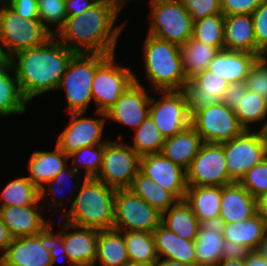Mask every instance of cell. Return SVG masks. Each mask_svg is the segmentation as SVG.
Returning a JSON list of instances; mask_svg holds the SVG:
<instances>
[{
  "label": "cell",
  "instance_id": "29",
  "mask_svg": "<svg viewBox=\"0 0 267 266\" xmlns=\"http://www.w3.org/2000/svg\"><path fill=\"white\" fill-rule=\"evenodd\" d=\"M224 44L226 50L245 51L257 55L252 15L225 16Z\"/></svg>",
  "mask_w": 267,
  "mask_h": 266
},
{
  "label": "cell",
  "instance_id": "62",
  "mask_svg": "<svg viewBox=\"0 0 267 266\" xmlns=\"http://www.w3.org/2000/svg\"><path fill=\"white\" fill-rule=\"evenodd\" d=\"M122 1L124 2L125 6H127L128 3L131 2L132 0H122ZM134 1H135V0H133V2H134Z\"/></svg>",
  "mask_w": 267,
  "mask_h": 266
},
{
  "label": "cell",
  "instance_id": "40",
  "mask_svg": "<svg viewBox=\"0 0 267 266\" xmlns=\"http://www.w3.org/2000/svg\"><path fill=\"white\" fill-rule=\"evenodd\" d=\"M132 135V144H128L141 157L148 154L160 153L165 138L162 136L152 118L148 115Z\"/></svg>",
  "mask_w": 267,
  "mask_h": 266
},
{
  "label": "cell",
  "instance_id": "14",
  "mask_svg": "<svg viewBox=\"0 0 267 266\" xmlns=\"http://www.w3.org/2000/svg\"><path fill=\"white\" fill-rule=\"evenodd\" d=\"M149 116L165 139L187 128L191 116L183 90L152 91Z\"/></svg>",
  "mask_w": 267,
  "mask_h": 266
},
{
  "label": "cell",
  "instance_id": "7",
  "mask_svg": "<svg viewBox=\"0 0 267 266\" xmlns=\"http://www.w3.org/2000/svg\"><path fill=\"white\" fill-rule=\"evenodd\" d=\"M148 4L146 34L178 46L192 37L193 19L180 0H145Z\"/></svg>",
  "mask_w": 267,
  "mask_h": 266
},
{
  "label": "cell",
  "instance_id": "61",
  "mask_svg": "<svg viewBox=\"0 0 267 266\" xmlns=\"http://www.w3.org/2000/svg\"><path fill=\"white\" fill-rule=\"evenodd\" d=\"M124 266H150V265H146V264H142V263H135V262H127Z\"/></svg>",
  "mask_w": 267,
  "mask_h": 266
},
{
  "label": "cell",
  "instance_id": "60",
  "mask_svg": "<svg viewBox=\"0 0 267 266\" xmlns=\"http://www.w3.org/2000/svg\"><path fill=\"white\" fill-rule=\"evenodd\" d=\"M8 60L4 56V54L0 51V68L7 62Z\"/></svg>",
  "mask_w": 267,
  "mask_h": 266
},
{
  "label": "cell",
  "instance_id": "13",
  "mask_svg": "<svg viewBox=\"0 0 267 266\" xmlns=\"http://www.w3.org/2000/svg\"><path fill=\"white\" fill-rule=\"evenodd\" d=\"M190 125L201 136L203 143L222 144L244 131L234 110L221 102L194 112L190 117Z\"/></svg>",
  "mask_w": 267,
  "mask_h": 266
},
{
  "label": "cell",
  "instance_id": "27",
  "mask_svg": "<svg viewBox=\"0 0 267 266\" xmlns=\"http://www.w3.org/2000/svg\"><path fill=\"white\" fill-rule=\"evenodd\" d=\"M153 236L158 258L196 266L195 241L179 237L162 224L153 231Z\"/></svg>",
  "mask_w": 267,
  "mask_h": 266
},
{
  "label": "cell",
  "instance_id": "37",
  "mask_svg": "<svg viewBox=\"0 0 267 266\" xmlns=\"http://www.w3.org/2000/svg\"><path fill=\"white\" fill-rule=\"evenodd\" d=\"M128 189L160 213L167 211L178 201L169 191L155 184L153 180L141 171L135 176Z\"/></svg>",
  "mask_w": 267,
  "mask_h": 266
},
{
  "label": "cell",
  "instance_id": "44",
  "mask_svg": "<svg viewBox=\"0 0 267 266\" xmlns=\"http://www.w3.org/2000/svg\"><path fill=\"white\" fill-rule=\"evenodd\" d=\"M55 217L52 219L51 223L48 224L41 232H40V241L42 246L50 252L51 255V265L54 266L55 263H59L60 259L67 260L69 266H73L69 258L66 254L64 245H63V220L60 219L57 223V226L60 227L59 230H54L55 226H53L56 222H54ZM54 223V224H53ZM54 230V231H53Z\"/></svg>",
  "mask_w": 267,
  "mask_h": 266
},
{
  "label": "cell",
  "instance_id": "25",
  "mask_svg": "<svg viewBox=\"0 0 267 266\" xmlns=\"http://www.w3.org/2000/svg\"><path fill=\"white\" fill-rule=\"evenodd\" d=\"M26 165V177L40 189L69 165V155L55 144L53 150H34Z\"/></svg>",
  "mask_w": 267,
  "mask_h": 266
},
{
  "label": "cell",
  "instance_id": "55",
  "mask_svg": "<svg viewBox=\"0 0 267 266\" xmlns=\"http://www.w3.org/2000/svg\"><path fill=\"white\" fill-rule=\"evenodd\" d=\"M246 266H267V260L261 257L256 251H251L245 257Z\"/></svg>",
  "mask_w": 267,
  "mask_h": 266
},
{
  "label": "cell",
  "instance_id": "56",
  "mask_svg": "<svg viewBox=\"0 0 267 266\" xmlns=\"http://www.w3.org/2000/svg\"><path fill=\"white\" fill-rule=\"evenodd\" d=\"M257 213L267 223V193L262 194L256 198Z\"/></svg>",
  "mask_w": 267,
  "mask_h": 266
},
{
  "label": "cell",
  "instance_id": "59",
  "mask_svg": "<svg viewBox=\"0 0 267 266\" xmlns=\"http://www.w3.org/2000/svg\"><path fill=\"white\" fill-rule=\"evenodd\" d=\"M256 252L263 258L267 260V231L262 239V241L259 243L258 248L256 249Z\"/></svg>",
  "mask_w": 267,
  "mask_h": 266
},
{
  "label": "cell",
  "instance_id": "18",
  "mask_svg": "<svg viewBox=\"0 0 267 266\" xmlns=\"http://www.w3.org/2000/svg\"><path fill=\"white\" fill-rule=\"evenodd\" d=\"M229 83L208 69L188 78L183 88L187 99V111L191 116L199 109L220 102Z\"/></svg>",
  "mask_w": 267,
  "mask_h": 266
},
{
  "label": "cell",
  "instance_id": "52",
  "mask_svg": "<svg viewBox=\"0 0 267 266\" xmlns=\"http://www.w3.org/2000/svg\"><path fill=\"white\" fill-rule=\"evenodd\" d=\"M249 252L244 246L225 240L221 259H245Z\"/></svg>",
  "mask_w": 267,
  "mask_h": 266
},
{
  "label": "cell",
  "instance_id": "57",
  "mask_svg": "<svg viewBox=\"0 0 267 266\" xmlns=\"http://www.w3.org/2000/svg\"><path fill=\"white\" fill-rule=\"evenodd\" d=\"M216 266H246L245 259H221Z\"/></svg>",
  "mask_w": 267,
  "mask_h": 266
},
{
  "label": "cell",
  "instance_id": "17",
  "mask_svg": "<svg viewBox=\"0 0 267 266\" xmlns=\"http://www.w3.org/2000/svg\"><path fill=\"white\" fill-rule=\"evenodd\" d=\"M140 171L169 191L178 201L187 190L186 170L166 158L161 152L141 156Z\"/></svg>",
  "mask_w": 267,
  "mask_h": 266
},
{
  "label": "cell",
  "instance_id": "3",
  "mask_svg": "<svg viewBox=\"0 0 267 266\" xmlns=\"http://www.w3.org/2000/svg\"><path fill=\"white\" fill-rule=\"evenodd\" d=\"M115 194L116 189L95 178H86L61 219L79 227L113 229Z\"/></svg>",
  "mask_w": 267,
  "mask_h": 266
},
{
  "label": "cell",
  "instance_id": "41",
  "mask_svg": "<svg viewBox=\"0 0 267 266\" xmlns=\"http://www.w3.org/2000/svg\"><path fill=\"white\" fill-rule=\"evenodd\" d=\"M224 24L225 16L222 13L198 19L193 23L192 38L223 50Z\"/></svg>",
  "mask_w": 267,
  "mask_h": 266
},
{
  "label": "cell",
  "instance_id": "26",
  "mask_svg": "<svg viewBox=\"0 0 267 266\" xmlns=\"http://www.w3.org/2000/svg\"><path fill=\"white\" fill-rule=\"evenodd\" d=\"M258 58L250 52L223 49L215 55L208 70L228 83L242 82Z\"/></svg>",
  "mask_w": 267,
  "mask_h": 266
},
{
  "label": "cell",
  "instance_id": "63",
  "mask_svg": "<svg viewBox=\"0 0 267 266\" xmlns=\"http://www.w3.org/2000/svg\"><path fill=\"white\" fill-rule=\"evenodd\" d=\"M6 2L4 0H0V7L5 4Z\"/></svg>",
  "mask_w": 267,
  "mask_h": 266
},
{
  "label": "cell",
  "instance_id": "23",
  "mask_svg": "<svg viewBox=\"0 0 267 266\" xmlns=\"http://www.w3.org/2000/svg\"><path fill=\"white\" fill-rule=\"evenodd\" d=\"M225 222L220 216L202 221L195 239L196 266H216L221 260Z\"/></svg>",
  "mask_w": 267,
  "mask_h": 266
},
{
  "label": "cell",
  "instance_id": "24",
  "mask_svg": "<svg viewBox=\"0 0 267 266\" xmlns=\"http://www.w3.org/2000/svg\"><path fill=\"white\" fill-rule=\"evenodd\" d=\"M256 213V198L239 182L222 186L219 216L225 223L242 222Z\"/></svg>",
  "mask_w": 267,
  "mask_h": 266
},
{
  "label": "cell",
  "instance_id": "39",
  "mask_svg": "<svg viewBox=\"0 0 267 266\" xmlns=\"http://www.w3.org/2000/svg\"><path fill=\"white\" fill-rule=\"evenodd\" d=\"M129 261L151 265L158 259L153 233L122 231Z\"/></svg>",
  "mask_w": 267,
  "mask_h": 266
},
{
  "label": "cell",
  "instance_id": "16",
  "mask_svg": "<svg viewBox=\"0 0 267 266\" xmlns=\"http://www.w3.org/2000/svg\"><path fill=\"white\" fill-rule=\"evenodd\" d=\"M134 71V82L123 92L115 104L107 110L106 118L110 123L136 130L149 115L151 87L138 78ZM142 82V83H141ZM144 84V85H142ZM112 121V122H111Z\"/></svg>",
  "mask_w": 267,
  "mask_h": 266
},
{
  "label": "cell",
  "instance_id": "4",
  "mask_svg": "<svg viewBox=\"0 0 267 266\" xmlns=\"http://www.w3.org/2000/svg\"><path fill=\"white\" fill-rule=\"evenodd\" d=\"M142 43L143 76L153 91L183 90L188 78L183 71L180 46L148 34Z\"/></svg>",
  "mask_w": 267,
  "mask_h": 266
},
{
  "label": "cell",
  "instance_id": "54",
  "mask_svg": "<svg viewBox=\"0 0 267 266\" xmlns=\"http://www.w3.org/2000/svg\"><path fill=\"white\" fill-rule=\"evenodd\" d=\"M13 239L14 238L12 237L8 227L3 223L0 217V256L6 251Z\"/></svg>",
  "mask_w": 267,
  "mask_h": 266
},
{
  "label": "cell",
  "instance_id": "5",
  "mask_svg": "<svg viewBox=\"0 0 267 266\" xmlns=\"http://www.w3.org/2000/svg\"><path fill=\"white\" fill-rule=\"evenodd\" d=\"M108 56L103 54H75L71 58L56 91L65 93L66 114L86 113L91 108L90 105H93V78L97 67Z\"/></svg>",
  "mask_w": 267,
  "mask_h": 266
},
{
  "label": "cell",
  "instance_id": "20",
  "mask_svg": "<svg viewBox=\"0 0 267 266\" xmlns=\"http://www.w3.org/2000/svg\"><path fill=\"white\" fill-rule=\"evenodd\" d=\"M47 213L40 200L30 206L0 207V217L13 238L37 235L52 221Z\"/></svg>",
  "mask_w": 267,
  "mask_h": 266
},
{
  "label": "cell",
  "instance_id": "10",
  "mask_svg": "<svg viewBox=\"0 0 267 266\" xmlns=\"http://www.w3.org/2000/svg\"><path fill=\"white\" fill-rule=\"evenodd\" d=\"M229 178L239 182L245 173L267 157V134L244 130L234 139L222 143Z\"/></svg>",
  "mask_w": 267,
  "mask_h": 266
},
{
  "label": "cell",
  "instance_id": "9",
  "mask_svg": "<svg viewBox=\"0 0 267 266\" xmlns=\"http://www.w3.org/2000/svg\"><path fill=\"white\" fill-rule=\"evenodd\" d=\"M115 55H109L96 69L92 82V100L96 108L93 111L109 110L134 82L133 68L116 60Z\"/></svg>",
  "mask_w": 267,
  "mask_h": 266
},
{
  "label": "cell",
  "instance_id": "35",
  "mask_svg": "<svg viewBox=\"0 0 267 266\" xmlns=\"http://www.w3.org/2000/svg\"><path fill=\"white\" fill-rule=\"evenodd\" d=\"M234 112L244 130H265L267 126V100L265 98L247 90Z\"/></svg>",
  "mask_w": 267,
  "mask_h": 266
},
{
  "label": "cell",
  "instance_id": "47",
  "mask_svg": "<svg viewBox=\"0 0 267 266\" xmlns=\"http://www.w3.org/2000/svg\"><path fill=\"white\" fill-rule=\"evenodd\" d=\"M257 56L267 55V0H264L252 13Z\"/></svg>",
  "mask_w": 267,
  "mask_h": 266
},
{
  "label": "cell",
  "instance_id": "34",
  "mask_svg": "<svg viewBox=\"0 0 267 266\" xmlns=\"http://www.w3.org/2000/svg\"><path fill=\"white\" fill-rule=\"evenodd\" d=\"M127 262L129 258L123 232L116 229L99 230L94 266H124Z\"/></svg>",
  "mask_w": 267,
  "mask_h": 266
},
{
  "label": "cell",
  "instance_id": "11",
  "mask_svg": "<svg viewBox=\"0 0 267 266\" xmlns=\"http://www.w3.org/2000/svg\"><path fill=\"white\" fill-rule=\"evenodd\" d=\"M87 114V112L67 114L69 122L55 141L66 155L83 147L104 144L112 138L103 137L106 134L105 126L108 125L106 123H109L105 112L92 111L93 117Z\"/></svg>",
  "mask_w": 267,
  "mask_h": 266
},
{
  "label": "cell",
  "instance_id": "49",
  "mask_svg": "<svg viewBox=\"0 0 267 266\" xmlns=\"http://www.w3.org/2000/svg\"><path fill=\"white\" fill-rule=\"evenodd\" d=\"M263 1L264 0H220L221 13L224 16L238 14L252 15Z\"/></svg>",
  "mask_w": 267,
  "mask_h": 266
},
{
  "label": "cell",
  "instance_id": "1",
  "mask_svg": "<svg viewBox=\"0 0 267 266\" xmlns=\"http://www.w3.org/2000/svg\"><path fill=\"white\" fill-rule=\"evenodd\" d=\"M125 7L122 0H100L80 15L67 16L54 36L75 54H116L127 26V21L117 22Z\"/></svg>",
  "mask_w": 267,
  "mask_h": 266
},
{
  "label": "cell",
  "instance_id": "12",
  "mask_svg": "<svg viewBox=\"0 0 267 266\" xmlns=\"http://www.w3.org/2000/svg\"><path fill=\"white\" fill-rule=\"evenodd\" d=\"M161 218L162 213L129 189H116L113 229L153 233Z\"/></svg>",
  "mask_w": 267,
  "mask_h": 266
},
{
  "label": "cell",
  "instance_id": "8",
  "mask_svg": "<svg viewBox=\"0 0 267 266\" xmlns=\"http://www.w3.org/2000/svg\"><path fill=\"white\" fill-rule=\"evenodd\" d=\"M123 134L104 143L101 169L95 179L114 189H128L140 171V156L124 141Z\"/></svg>",
  "mask_w": 267,
  "mask_h": 266
},
{
  "label": "cell",
  "instance_id": "31",
  "mask_svg": "<svg viewBox=\"0 0 267 266\" xmlns=\"http://www.w3.org/2000/svg\"><path fill=\"white\" fill-rule=\"evenodd\" d=\"M266 231V221L256 213L242 222L225 223L223 238L240 244L251 252L256 251Z\"/></svg>",
  "mask_w": 267,
  "mask_h": 266
},
{
  "label": "cell",
  "instance_id": "58",
  "mask_svg": "<svg viewBox=\"0 0 267 266\" xmlns=\"http://www.w3.org/2000/svg\"><path fill=\"white\" fill-rule=\"evenodd\" d=\"M150 266H188L178 261L158 258Z\"/></svg>",
  "mask_w": 267,
  "mask_h": 266
},
{
  "label": "cell",
  "instance_id": "46",
  "mask_svg": "<svg viewBox=\"0 0 267 266\" xmlns=\"http://www.w3.org/2000/svg\"><path fill=\"white\" fill-rule=\"evenodd\" d=\"M247 90L258 94L267 100V57L256 60L245 79Z\"/></svg>",
  "mask_w": 267,
  "mask_h": 266
},
{
  "label": "cell",
  "instance_id": "50",
  "mask_svg": "<svg viewBox=\"0 0 267 266\" xmlns=\"http://www.w3.org/2000/svg\"><path fill=\"white\" fill-rule=\"evenodd\" d=\"M247 91L244 81L229 83L225 93L222 95L220 102L228 106L230 109L235 110L239 105L241 97L245 95Z\"/></svg>",
  "mask_w": 267,
  "mask_h": 266
},
{
  "label": "cell",
  "instance_id": "30",
  "mask_svg": "<svg viewBox=\"0 0 267 266\" xmlns=\"http://www.w3.org/2000/svg\"><path fill=\"white\" fill-rule=\"evenodd\" d=\"M30 103L23 96L9 61L0 68V117L23 115Z\"/></svg>",
  "mask_w": 267,
  "mask_h": 266
},
{
  "label": "cell",
  "instance_id": "6",
  "mask_svg": "<svg viewBox=\"0 0 267 266\" xmlns=\"http://www.w3.org/2000/svg\"><path fill=\"white\" fill-rule=\"evenodd\" d=\"M53 36L39 19H24L6 3L0 7V51L7 60L22 50L43 45Z\"/></svg>",
  "mask_w": 267,
  "mask_h": 266
},
{
  "label": "cell",
  "instance_id": "28",
  "mask_svg": "<svg viewBox=\"0 0 267 266\" xmlns=\"http://www.w3.org/2000/svg\"><path fill=\"white\" fill-rule=\"evenodd\" d=\"M202 144L201 136L189 125L178 134L166 138L161 153L173 163L187 170Z\"/></svg>",
  "mask_w": 267,
  "mask_h": 266
},
{
  "label": "cell",
  "instance_id": "42",
  "mask_svg": "<svg viewBox=\"0 0 267 266\" xmlns=\"http://www.w3.org/2000/svg\"><path fill=\"white\" fill-rule=\"evenodd\" d=\"M103 153L104 144L80 148L69 155V165L78 173L81 171V176L85 178H96L102 166Z\"/></svg>",
  "mask_w": 267,
  "mask_h": 266
},
{
  "label": "cell",
  "instance_id": "21",
  "mask_svg": "<svg viewBox=\"0 0 267 266\" xmlns=\"http://www.w3.org/2000/svg\"><path fill=\"white\" fill-rule=\"evenodd\" d=\"M99 230L79 227L63 220V245L73 266H94Z\"/></svg>",
  "mask_w": 267,
  "mask_h": 266
},
{
  "label": "cell",
  "instance_id": "45",
  "mask_svg": "<svg viewBox=\"0 0 267 266\" xmlns=\"http://www.w3.org/2000/svg\"><path fill=\"white\" fill-rule=\"evenodd\" d=\"M239 183L255 198L267 193V157L250 168Z\"/></svg>",
  "mask_w": 267,
  "mask_h": 266
},
{
  "label": "cell",
  "instance_id": "48",
  "mask_svg": "<svg viewBox=\"0 0 267 266\" xmlns=\"http://www.w3.org/2000/svg\"><path fill=\"white\" fill-rule=\"evenodd\" d=\"M193 21L221 14L220 0H180Z\"/></svg>",
  "mask_w": 267,
  "mask_h": 266
},
{
  "label": "cell",
  "instance_id": "32",
  "mask_svg": "<svg viewBox=\"0 0 267 266\" xmlns=\"http://www.w3.org/2000/svg\"><path fill=\"white\" fill-rule=\"evenodd\" d=\"M221 196L222 186H187L184 200L201 223L219 216Z\"/></svg>",
  "mask_w": 267,
  "mask_h": 266
},
{
  "label": "cell",
  "instance_id": "2",
  "mask_svg": "<svg viewBox=\"0 0 267 266\" xmlns=\"http://www.w3.org/2000/svg\"><path fill=\"white\" fill-rule=\"evenodd\" d=\"M74 55L53 36L41 46L16 53L8 61L14 69L23 96L31 104L43 94L56 92Z\"/></svg>",
  "mask_w": 267,
  "mask_h": 266
},
{
  "label": "cell",
  "instance_id": "33",
  "mask_svg": "<svg viewBox=\"0 0 267 266\" xmlns=\"http://www.w3.org/2000/svg\"><path fill=\"white\" fill-rule=\"evenodd\" d=\"M161 224L179 237L195 241L200 222L185 200H179L162 213Z\"/></svg>",
  "mask_w": 267,
  "mask_h": 266
},
{
  "label": "cell",
  "instance_id": "22",
  "mask_svg": "<svg viewBox=\"0 0 267 266\" xmlns=\"http://www.w3.org/2000/svg\"><path fill=\"white\" fill-rule=\"evenodd\" d=\"M0 266H52L50 252L41 244L40 232L35 236L14 238L0 256Z\"/></svg>",
  "mask_w": 267,
  "mask_h": 266
},
{
  "label": "cell",
  "instance_id": "15",
  "mask_svg": "<svg viewBox=\"0 0 267 266\" xmlns=\"http://www.w3.org/2000/svg\"><path fill=\"white\" fill-rule=\"evenodd\" d=\"M187 186H225L229 178L222 144L203 143L186 170Z\"/></svg>",
  "mask_w": 267,
  "mask_h": 266
},
{
  "label": "cell",
  "instance_id": "36",
  "mask_svg": "<svg viewBox=\"0 0 267 266\" xmlns=\"http://www.w3.org/2000/svg\"><path fill=\"white\" fill-rule=\"evenodd\" d=\"M217 47L193 39L180 46L183 71L187 78L208 69L209 64L218 53Z\"/></svg>",
  "mask_w": 267,
  "mask_h": 266
},
{
  "label": "cell",
  "instance_id": "43",
  "mask_svg": "<svg viewBox=\"0 0 267 266\" xmlns=\"http://www.w3.org/2000/svg\"><path fill=\"white\" fill-rule=\"evenodd\" d=\"M37 1L39 20L51 32L52 35H56L64 26L67 19L65 0Z\"/></svg>",
  "mask_w": 267,
  "mask_h": 266
},
{
  "label": "cell",
  "instance_id": "53",
  "mask_svg": "<svg viewBox=\"0 0 267 266\" xmlns=\"http://www.w3.org/2000/svg\"><path fill=\"white\" fill-rule=\"evenodd\" d=\"M98 0H65L67 16L80 15L95 5Z\"/></svg>",
  "mask_w": 267,
  "mask_h": 266
},
{
  "label": "cell",
  "instance_id": "19",
  "mask_svg": "<svg viewBox=\"0 0 267 266\" xmlns=\"http://www.w3.org/2000/svg\"><path fill=\"white\" fill-rule=\"evenodd\" d=\"M80 174L81 173H78L75 169L71 168L70 165H68L65 169L61 170L52 180L48 181L44 186H42L39 189V193H40V202L43 208L46 207L45 210L48 209L53 212L55 211L54 215L57 212L58 217H59V211L63 212L60 214L61 215L60 218L64 214H66V212L72 206L74 197L76 196L80 185L86 179L84 176H82L81 178V176H79ZM74 177L78 181L74 182L73 185V180L75 179ZM68 180H70L71 182ZM68 187L69 189L71 187V190L68 192L69 194L66 193L65 195L63 191H65V188ZM62 207L65 209L63 210Z\"/></svg>",
  "mask_w": 267,
  "mask_h": 266
},
{
  "label": "cell",
  "instance_id": "51",
  "mask_svg": "<svg viewBox=\"0 0 267 266\" xmlns=\"http://www.w3.org/2000/svg\"><path fill=\"white\" fill-rule=\"evenodd\" d=\"M6 4L24 19H39L37 0H8Z\"/></svg>",
  "mask_w": 267,
  "mask_h": 266
},
{
  "label": "cell",
  "instance_id": "38",
  "mask_svg": "<svg viewBox=\"0 0 267 266\" xmlns=\"http://www.w3.org/2000/svg\"><path fill=\"white\" fill-rule=\"evenodd\" d=\"M0 190V207L30 206L40 200L39 189L26 177L19 176L10 180Z\"/></svg>",
  "mask_w": 267,
  "mask_h": 266
}]
</instances>
